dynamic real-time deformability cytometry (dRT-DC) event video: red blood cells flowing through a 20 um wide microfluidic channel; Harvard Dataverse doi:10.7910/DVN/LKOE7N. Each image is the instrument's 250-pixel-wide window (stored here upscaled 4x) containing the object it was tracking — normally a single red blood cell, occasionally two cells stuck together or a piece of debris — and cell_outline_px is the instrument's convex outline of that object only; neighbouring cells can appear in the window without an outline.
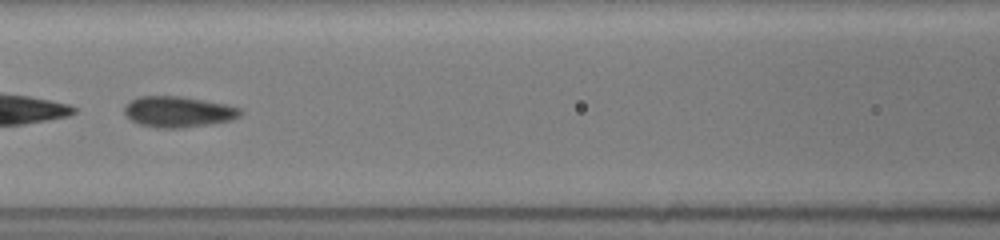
{"species": "common noctule bat (a hibernating species)", "species_latin": "Nyctalus noctula", "temperature_condition": "room temperature", "stored_images_in_passage": 35, "camera_frame_rate_fps": 3000, "um_per_image_px": 0.085, "animal": {"sex": "female", "body_mass_g": 19.5, "forearm_length_mm": 54.1}, "frame": {"image": 1, "passage_image": 12, "time_ms": 7.333, "image_size_px": [1000, 240], "cell_outline_px": [[244, 112], [240, 116], [232, 120], [208, 124], [180, 128], [156, 128], [140, 124], [132, 120], [124, 112], [124, 104], [140, 96], [180, 96], [204, 100], [224, 104], [240, 108]], "centroid_in_image_um": [15.15, 9.5], "position_along_channel_um": 151.4, "area_um2": 20.81}}
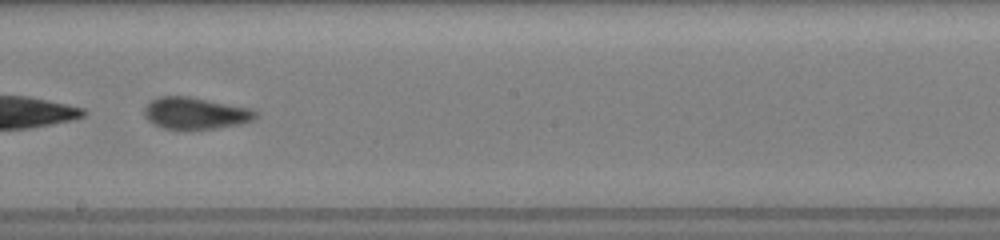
{"frame": {"image": 2, "passage_image": 19, "time_ms": 9.333, "image_size_px": [1000, 240], "cell_outline_px": [[256, 116], [252, 120], [236, 124], [216, 128], [164, 128], [148, 120], [144, 116], [144, 108], [156, 96], [188, 96], [252, 108], [256, 112]], "centroid_in_image_um": [16.59, 9.59], "position_along_channel_um": 231.6, "area_um2": 20.17}}
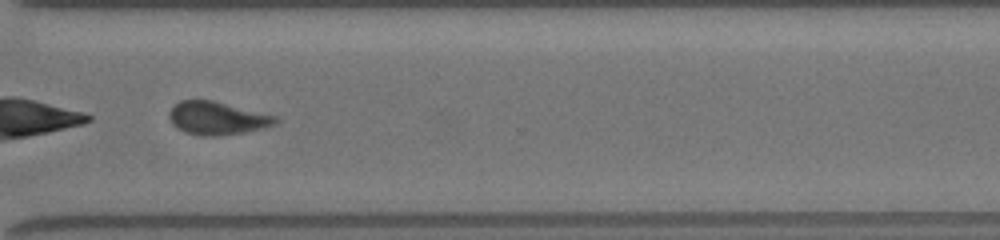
{"frame": {"image": 3, "passage_image": 30, "time_ms": 12.333, "image_size_px": [1000, 240], "cell_outline_px": [[280, 120], [276, 124], [244, 132], [216, 136], [200, 136], [184, 132], [172, 124], [168, 116], [168, 112], [180, 100], [212, 100], [280, 116]], "centroid_in_image_um": [18.48, 10.04], "position_along_channel_um": 352.1, "area_um2": 20.63}, "authors_computed_cell_mechanics": {"area_um2": 21.0392, "velocity_mm_per_s": 4.0112, "shape_relaxation_time_tau1_ms": 5.6118, "shape_relaxation_time_tau2_ms": 1.6835, "deformation_change_tau1": 0.1209, "deformation_change_tau2": 0.0426}}